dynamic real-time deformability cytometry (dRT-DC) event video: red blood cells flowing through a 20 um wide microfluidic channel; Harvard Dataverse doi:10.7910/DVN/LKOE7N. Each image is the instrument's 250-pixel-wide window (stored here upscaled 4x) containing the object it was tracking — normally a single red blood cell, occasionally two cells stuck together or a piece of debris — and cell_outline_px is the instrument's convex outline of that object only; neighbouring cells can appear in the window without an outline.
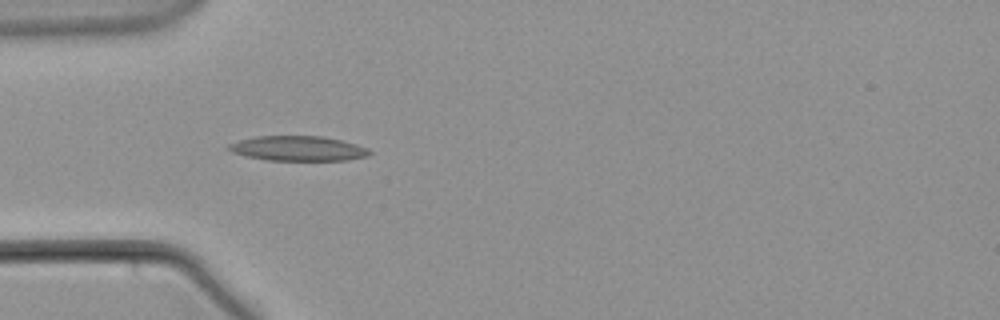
{"species": "common noctule bat (a hibernating species)", "species_latin": "Nyctalus noctula", "temperature_condition": "warm", "stored_images_in_passage": 40, "camera_frame_rate_fps": 3000, "um_per_image_px": 0.085, "animal": {"sex": "male", "body_mass_g": 21.5, "forearm_length_mm": 52.0}, "frame": {"image": 1, "passage_image": 1, "time_ms": 0.0, "image_size_px": [1000, 320], "cell_outline_px": [[372, 152], [368, 156], [344, 160], [268, 160], [248, 156], [232, 152], [228, 148], [228, 144], [240, 140], [256, 136], [324, 136], [356, 144], [368, 148]], "centroid_in_image_um": [25.36, 12.61], "position_along_channel_um": 59.6, "area_um2": 20.23}}
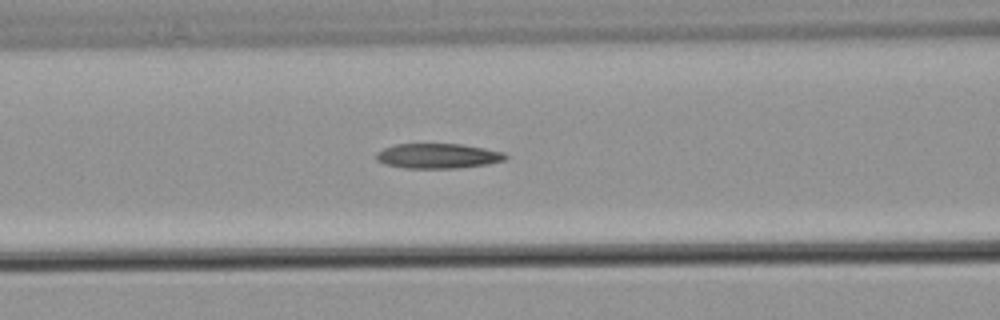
{"frame": {"image": 2, "passage_image": 7, "time_ms": 2.0, "image_size_px": [1000, 320], "cell_outline_px": [[508, 156], [504, 160], [488, 164], [460, 168], [404, 168], [388, 164], [376, 160], [376, 152], [384, 148], [396, 144], [460, 144], [484, 148], [504, 152]], "centroid_in_image_um": [37.23, 13.25], "position_along_channel_um": 129.4, "area_um2": 18.73}}
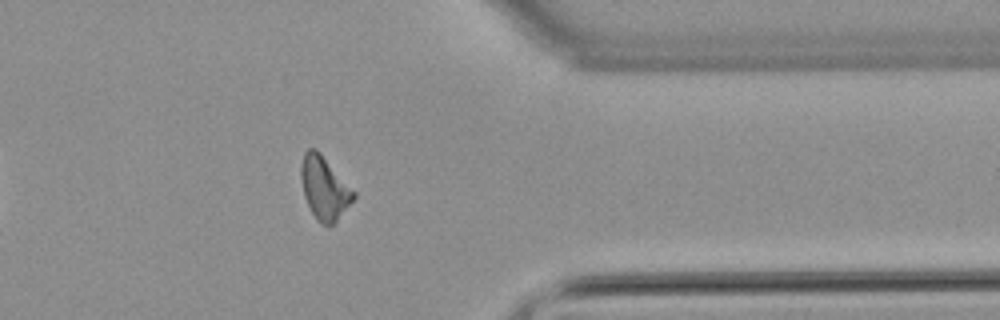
{"frame": {"image": 3, "passage_image": 29, "time_ms": 9.333, "image_size_px": [1000, 320], "cell_outline_px": [[356, 196], [336, 220], [332, 224], [320, 224], [316, 220], [304, 196], [300, 176], [300, 168], [304, 152], [308, 148], [316, 148], [320, 152], [356, 192]], "centroid_in_image_um": [27.55, 15.94], "position_along_channel_um": 383.8, "area_um2": 19.13}}